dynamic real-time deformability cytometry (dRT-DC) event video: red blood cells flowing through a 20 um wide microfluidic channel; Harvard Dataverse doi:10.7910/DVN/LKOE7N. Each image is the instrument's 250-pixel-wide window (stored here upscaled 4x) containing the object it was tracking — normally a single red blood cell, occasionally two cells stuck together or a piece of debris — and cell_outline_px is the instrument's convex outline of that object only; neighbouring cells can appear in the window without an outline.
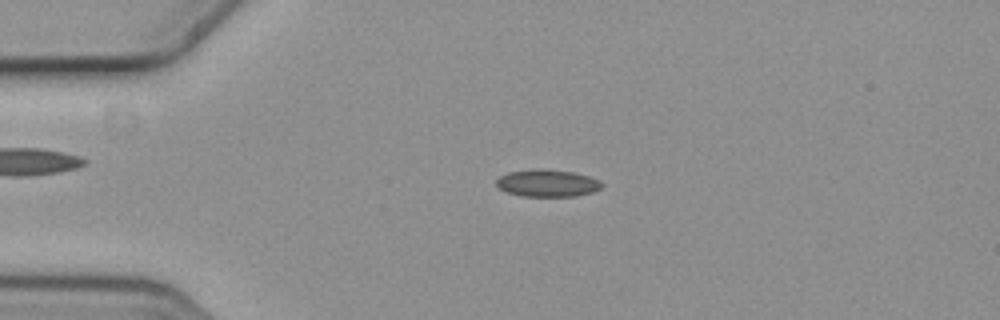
{"species": "common noctule bat (a hibernating species)", "species_latin": "Nyctalus noctula", "temperature_condition": "cold", "stored_images_in_passage": 4, "camera_frame_rate_fps": 3000, "um_per_image_px": 0.085, "animal": {"sex": "female", "body_mass_g": 19.3, "forearm_length_mm": 54.1}, "frame": {"image": 1, "passage_image": 3, "time_ms": 0.667, "image_size_px": [1000, 320], "cell_outline_px": [[604, 184], [600, 188], [592, 192], [576, 196], [520, 196], [508, 192], [500, 188], [496, 184], [496, 180], [500, 176], [508, 172], [572, 172], [588, 176], [600, 180]], "centroid_in_image_um": [46.57, 15.63], "position_along_channel_um": 38.4, "area_um2": 15.72}}